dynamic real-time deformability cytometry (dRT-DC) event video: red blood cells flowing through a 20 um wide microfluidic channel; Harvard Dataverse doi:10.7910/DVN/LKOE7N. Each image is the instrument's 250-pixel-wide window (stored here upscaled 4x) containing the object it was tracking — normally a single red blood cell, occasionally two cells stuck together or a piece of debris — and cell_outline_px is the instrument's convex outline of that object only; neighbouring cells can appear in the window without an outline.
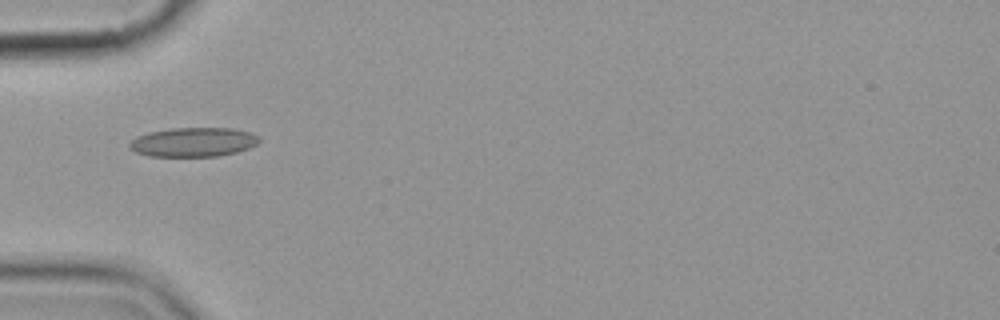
{"species": "common noctule bat (a hibernating species)", "species_latin": "Nyctalus noctula", "temperature_condition": "cold", "stored_images_in_passage": 11, "camera_frame_rate_fps": 3000, "um_per_image_px": 0.085, "animal": {"sex": "female", "body_mass_g": 19.9}, "frame": {"image": 1, "passage_image": 1, "time_ms": 0.0, "image_size_px": [1000, 320], "cell_outline_px": [[260, 140], [256, 144], [248, 148], [236, 152], [216, 156], [148, 156], [136, 152], [128, 148], [128, 144], [136, 136], [148, 132], [172, 128], [232, 128], [252, 132], [260, 136]], "centroid_in_image_um": [16.43, 12.07], "position_along_channel_um": 68.6, "area_um2": 22.2}}
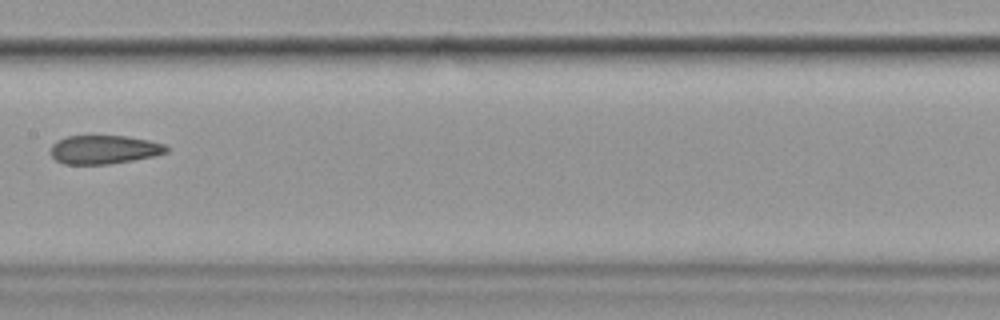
{"frame": {"image": 2, "passage_image": 4, "time_ms": 3.667, "image_size_px": [1000, 320], "cell_outline_px": [[168, 152], [156, 156], [108, 164], [64, 164], [56, 160], [48, 152], [52, 144], [56, 140], [68, 136], [124, 136], [148, 140], [164, 144], [168, 148]], "centroid_in_image_um": [8.81, 12.71], "position_along_channel_um": 198.6, "area_um2": 19.42}}
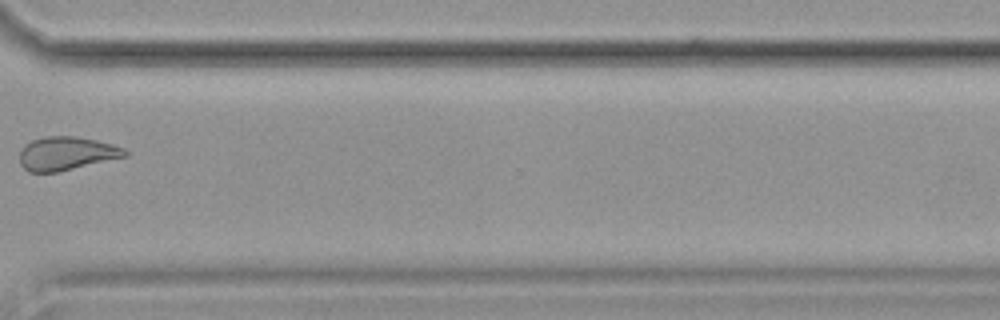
{"frame": {"image": 3, "passage_image": 8, "time_ms": 8.333, "image_size_px": [1000, 320], "cell_outline_px": [[128, 156], [60, 172], [28, 172], [20, 164], [20, 152], [24, 144], [32, 140], [44, 136], [76, 136], [96, 140], [112, 144], [124, 148], [128, 152]], "centroid_in_image_um": [5.65, 13.05], "position_along_channel_um": 364.9, "area_um2": 20.81}, "authors_computed_cell_mechanics": {"area_um2": 20.519, "velocity_mm_per_s": 3.561, "shape_relaxation_time_tau1_ms": null, "shape_relaxation_time_tau2_ms": 3.0278, "deformation_change_tau1": null, "deformation_change_tau2": 0.0798}}